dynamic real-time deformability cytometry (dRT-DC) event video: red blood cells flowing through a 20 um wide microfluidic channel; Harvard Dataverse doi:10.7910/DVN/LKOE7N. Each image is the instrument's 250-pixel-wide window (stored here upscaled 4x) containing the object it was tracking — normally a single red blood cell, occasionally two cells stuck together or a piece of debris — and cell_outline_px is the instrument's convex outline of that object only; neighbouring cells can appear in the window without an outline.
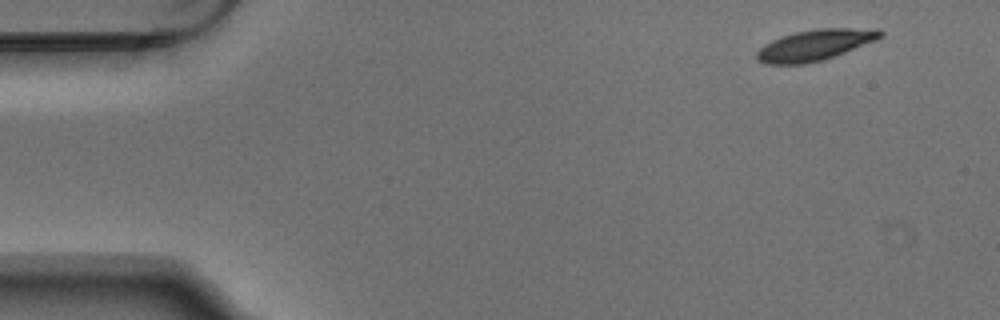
{"species": "Egyptian fruit bat (a non-hibernating species)", "species_latin": "Rousettus aegyptiacus", "temperature_condition": "warm", "stored_images_in_passage": 4, "camera_frame_rate_fps": 3000, "um_per_image_px": 0.085, "animal": {"sex": "male"}, "frame": {"image": 1, "passage_image": 1, "time_ms": 0.0, "image_size_px": [1000, 320], "cell_outline_px": [[884, 36], [876, 40], [824, 60], [804, 64], [764, 64], [756, 60], [756, 52], [764, 44], [780, 36], [796, 32], [816, 28], [880, 28], [884, 32]], "centroid_in_image_um": [69.28, 3.82], "position_along_channel_um": 15.7, "area_um2": 22.54}}
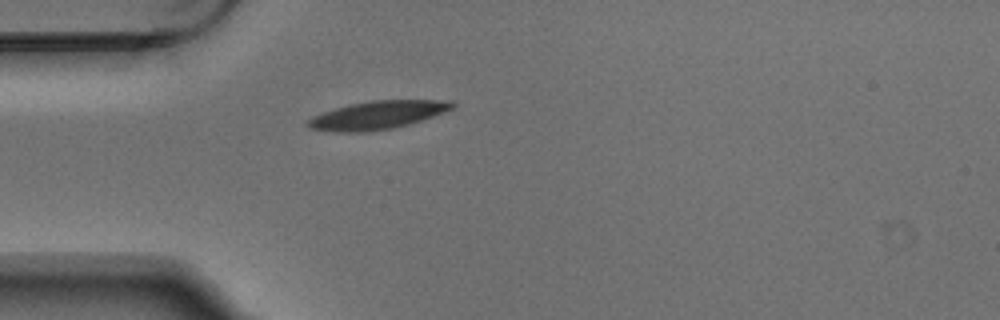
{"frame": {"image": 2, "passage_image": 4, "time_ms": 1.0, "image_size_px": [1000, 320], "cell_outline_px": [[456, 104], [452, 108], [444, 112], [408, 124], [392, 128], [368, 132], [332, 132], [308, 128], [304, 124], [312, 116], [336, 108], [352, 104], [372, 100], [452, 100]], "centroid_in_image_um": [32.05, 9.79], "position_along_channel_um": 53.0, "area_um2": 23.64}}